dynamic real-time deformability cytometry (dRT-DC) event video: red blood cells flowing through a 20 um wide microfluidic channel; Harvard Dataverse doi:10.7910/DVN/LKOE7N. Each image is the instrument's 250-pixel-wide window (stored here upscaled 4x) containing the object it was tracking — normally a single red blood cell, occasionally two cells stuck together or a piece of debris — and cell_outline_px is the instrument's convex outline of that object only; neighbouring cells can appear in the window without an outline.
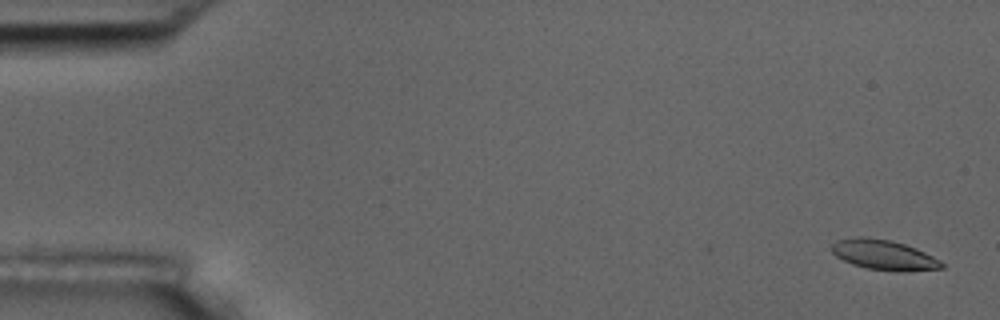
{"species": "common noctule bat (a hibernating species)", "species_latin": "Nyctalus noctula", "temperature_condition": "room temperature", "stored_images_in_passage": 55, "camera_frame_rate_fps": 3000, "um_per_image_px": 0.085, "animal": {"sex": "male", "body_mass_g": 17.5, "forearm_length_mm": 52.3}, "frame": {"image": 1, "passage_image": 2, "time_ms": 0.333, "image_size_px": [1000, 320], "cell_outline_px": [[944, 268], [896, 272], [868, 268], [852, 264], [836, 256], [832, 252], [832, 244], [836, 240], [856, 236], [864, 236], [892, 240], [916, 248], [940, 260], [944, 264]], "centroid_in_image_um": [75.11, 21.65], "position_along_channel_um": 9.9, "area_um2": 19.31}}
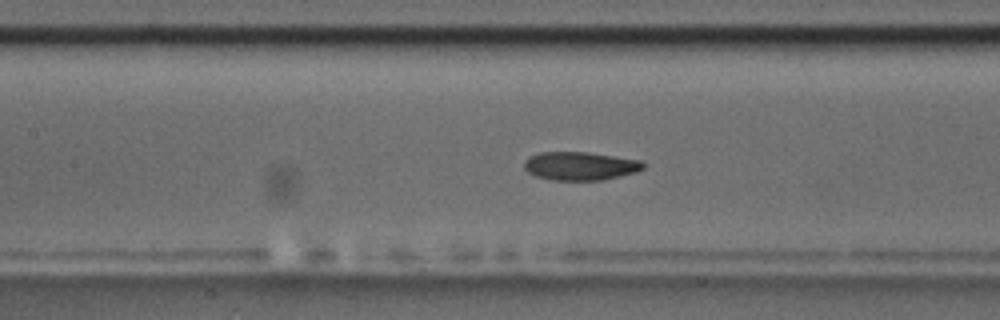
{"frame": {"image": 2, "passage_image": 25, "time_ms": 8.0, "image_size_px": [1000, 320], "cell_outline_px": [[644, 168], [636, 172], [604, 180], [548, 180], [536, 176], [528, 172], [524, 168], [524, 160], [528, 156], [540, 152], [588, 152], [640, 160], [644, 164]], "centroid_in_image_um": [49.28, 14.11], "position_along_channel_um": 158.1, "area_um2": 19.83}}
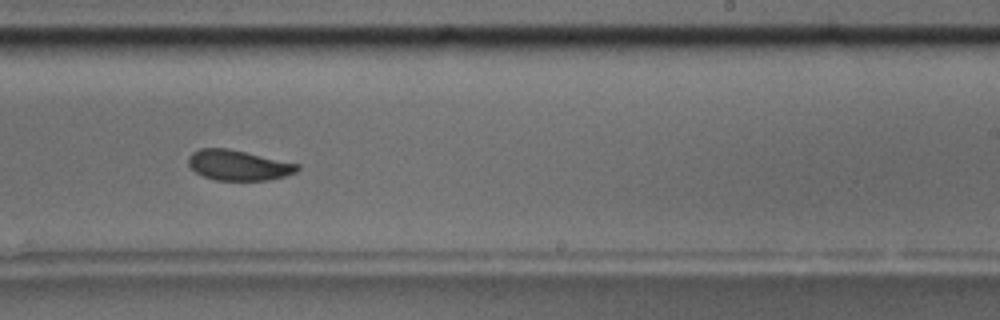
{"frame": {"image": 3, "passage_image": 34, "time_ms": 11.0, "image_size_px": [1000, 320], "cell_outline_px": [[300, 168], [296, 172], [284, 176], [268, 180], [216, 180], [204, 176], [196, 172], [188, 164], [188, 156], [192, 152], [200, 148], [228, 148], [300, 164]], "centroid_in_image_um": [20.26, 14.03], "position_along_channel_um": 268.7, "area_um2": 19.19}, "authors_computed_cell_mechanics": {"area_um2": 19.9988, "velocity_mm_per_s": 3.7114, "shape_relaxation_time_tau1_ms": 7.7943, "shape_relaxation_time_tau2_ms": 1.8739, "deformation_change_tau1": 0.153, "deformation_change_tau2": 0.061}}